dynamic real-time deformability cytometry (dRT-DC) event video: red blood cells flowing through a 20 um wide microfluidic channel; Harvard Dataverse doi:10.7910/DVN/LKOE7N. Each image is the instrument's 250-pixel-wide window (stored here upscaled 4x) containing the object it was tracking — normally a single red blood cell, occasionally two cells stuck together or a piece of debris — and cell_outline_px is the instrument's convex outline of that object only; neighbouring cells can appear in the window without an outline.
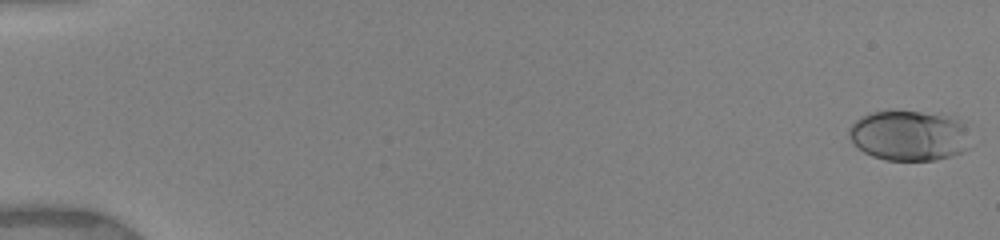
{"species": "human", "species_latin": "Homo sapiens", "temperature_condition": "warm", "stored_images_in_passage": 13, "camera_frame_rate_fps": 3000, "um_per_image_px": 0.085, "donor": {"sex": "female"}, "frame": {"image": 1, "passage_image": 1, "time_ms": 0.0, "image_size_px": [1000, 240], "cell_outline_px": [[972, 148], [964, 152], [936, 160], [884, 160], [872, 156], [864, 152], [852, 144], [848, 136], [848, 128], [860, 116], [868, 112], [920, 112], [948, 116], [964, 124]], "centroid_in_image_um": [77.25, 11.55], "position_along_channel_um": 7.7, "area_um2": 35.78}}
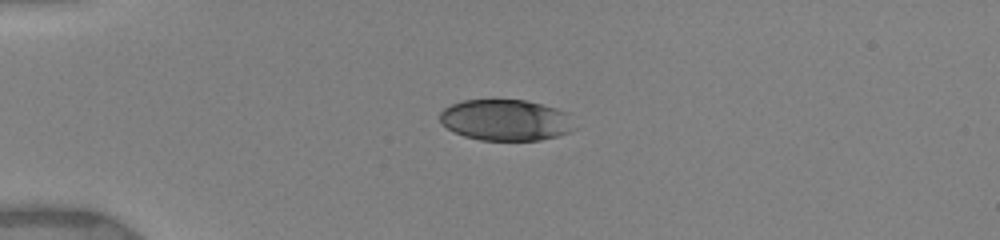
{"frame": {"image": 2, "passage_image": 9, "time_ms": 4.333, "image_size_px": [1000, 240], "cell_outline_px": [[576, 128], [568, 132], [556, 136], [540, 140], [480, 140], [464, 136], [448, 128], [440, 120], [440, 112], [444, 108], [452, 104], [464, 100], [492, 96], [528, 100], [556, 108], [568, 112]], "centroid_in_image_um": [42.99, 10.15], "position_along_channel_um": 42.0, "area_um2": 33.18}}